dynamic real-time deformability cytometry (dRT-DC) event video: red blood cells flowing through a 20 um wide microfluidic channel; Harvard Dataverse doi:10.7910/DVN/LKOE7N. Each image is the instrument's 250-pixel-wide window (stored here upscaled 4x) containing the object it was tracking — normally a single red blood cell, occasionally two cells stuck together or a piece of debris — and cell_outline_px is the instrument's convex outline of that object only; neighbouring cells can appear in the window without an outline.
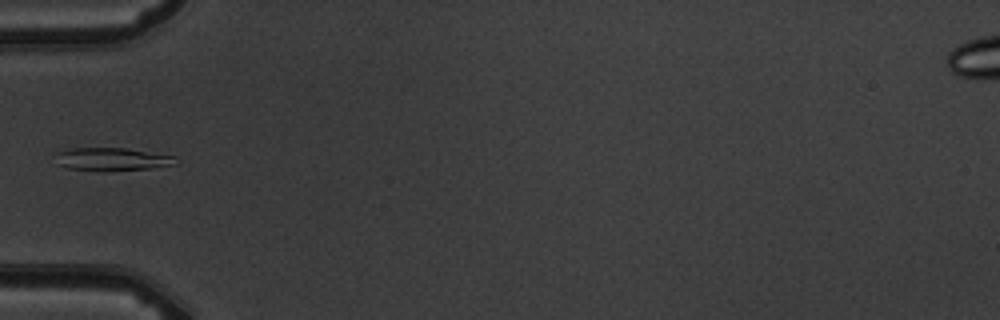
{"species": "common noctule bat (a hibernating species)", "species_latin": "Nyctalus noctula", "temperature_condition": "warm", "stored_images_in_passage": 2, "camera_frame_rate_fps": 3000, "um_per_image_px": 0.085, "animal": {"sex": "male", "body_mass_g": 19.5, "forearm_length_mm": 54.6}, "frame": {"image": 1, "passage_image": 1, "time_ms": 0.0, "image_size_px": [1000, 320], "cell_outline_px": [[180, 164], [152, 168], [104, 172], [100, 172], [68, 168], [56, 164], [56, 152], [68, 148], [124, 148], [176, 156], [180, 160]], "centroid_in_image_um": [9.55, 13.55], "position_along_channel_um": 75.4, "area_um2": 16.65}}